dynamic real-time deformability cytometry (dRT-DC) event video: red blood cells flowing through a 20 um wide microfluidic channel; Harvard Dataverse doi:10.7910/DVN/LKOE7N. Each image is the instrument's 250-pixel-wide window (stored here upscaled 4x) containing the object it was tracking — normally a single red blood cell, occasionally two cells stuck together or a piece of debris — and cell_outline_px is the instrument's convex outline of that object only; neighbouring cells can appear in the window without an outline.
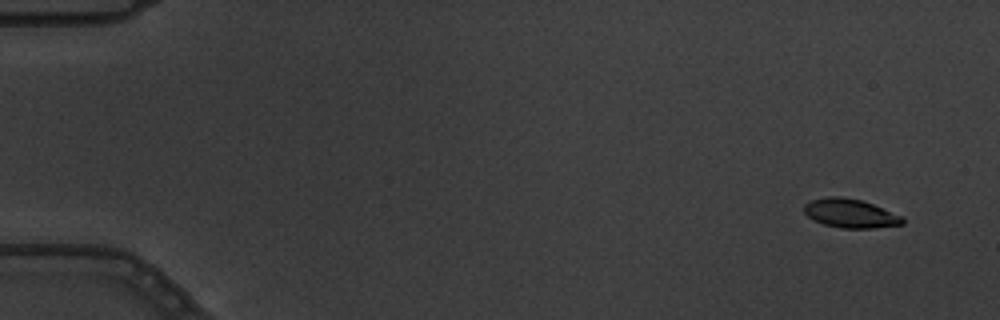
{"species": "common noctule bat (a hibernating species)", "species_latin": "Nyctalus noctula", "temperature_condition": "warm", "stored_images_in_passage": 4, "camera_frame_rate_fps": 3000, "um_per_image_px": 0.085, "animal": {"sex": "male", "body_mass_g": 19.5, "forearm_length_mm": 54.6}, "frame": {"image": 1, "passage_image": 1, "time_ms": 0.0, "image_size_px": [1000, 320], "cell_outline_px": [[904, 224], [872, 228], [840, 228], [824, 224], [808, 216], [804, 212], [804, 204], [812, 200], [828, 196], [840, 196], [860, 200], [872, 204], [904, 216]], "centroid_in_image_um": [72.3, 18.13], "position_along_channel_um": 12.7, "area_um2": 16.47}}
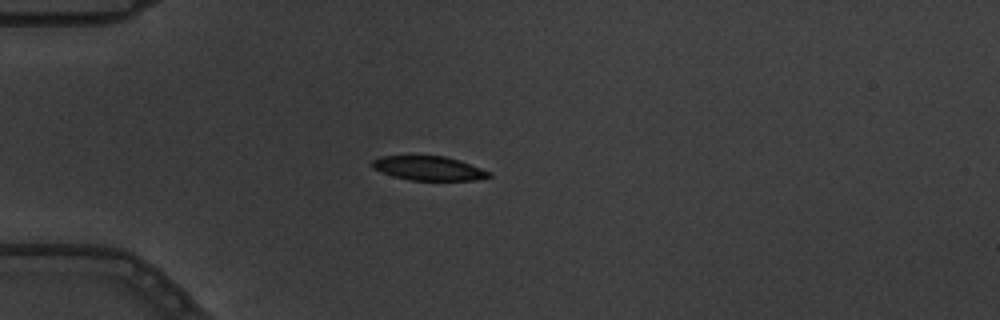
{"frame": {"image": 2, "passage_image": 4, "time_ms": 1.0, "image_size_px": [1000, 320], "cell_outline_px": [[492, 176], [476, 180], [412, 180], [392, 176], [372, 168], [372, 160], [380, 156], [408, 152], [444, 156], [460, 160], [492, 172]], "centroid_in_image_um": [36.37, 14.24], "position_along_channel_um": 48.6, "area_um2": 17.4}}